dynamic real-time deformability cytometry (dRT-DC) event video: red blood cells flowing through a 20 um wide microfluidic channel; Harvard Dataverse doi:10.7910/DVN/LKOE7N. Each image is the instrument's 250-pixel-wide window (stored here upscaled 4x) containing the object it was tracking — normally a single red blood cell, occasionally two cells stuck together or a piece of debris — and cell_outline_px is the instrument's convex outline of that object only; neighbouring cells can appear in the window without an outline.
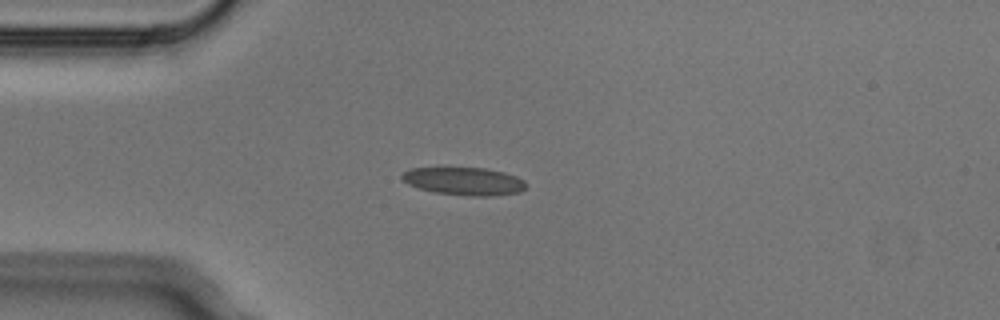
{"species": "Egyptian fruit bat (a non-hibernating species)", "species_latin": "Rousettus aegyptiacus", "temperature_condition": "cold", "stored_images_in_passage": 6, "camera_frame_rate_fps": 3000, "um_per_image_px": 0.085, "animal": {"sex": "male"}, "frame": {"image": 1, "passage_image": 3, "time_ms": 0.667, "image_size_px": [1000, 320], "cell_outline_px": [[528, 184], [520, 192], [492, 196], [472, 196], [436, 192], [420, 188], [408, 184], [400, 180], [400, 176], [408, 168], [484, 168], [504, 172], [516, 176], [524, 180]], "centroid_in_image_um": [39.45, 15.4], "position_along_channel_um": 45.6, "area_um2": 20.11}}
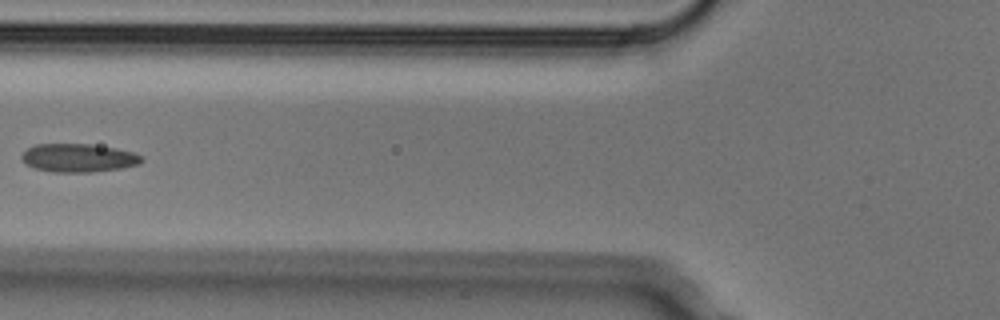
{"frame": {"image": 2, "passage_image": 5, "time_ms": 1.333, "image_size_px": [1000, 320], "cell_outline_px": [[144, 160], [140, 164], [120, 168], [88, 172], [52, 172], [32, 168], [20, 156], [28, 148], [36, 144], [92, 144], [116, 148], [132, 152], [140, 156]], "centroid_in_image_um": [6.66, 13.42], "position_along_channel_um": 119.1, "area_um2": 19.71}}
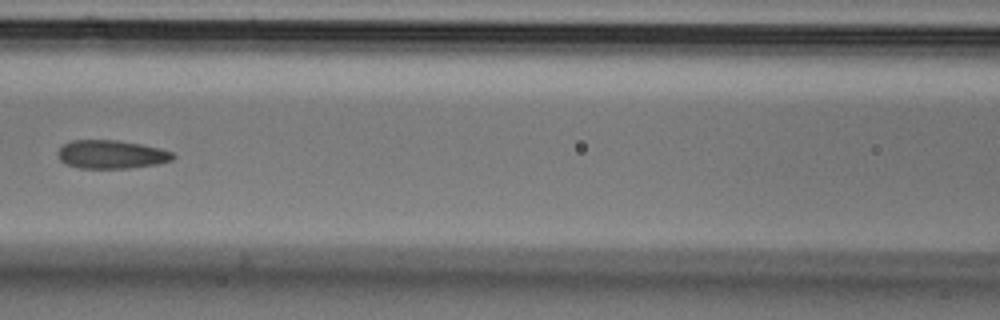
{"frame": {"image": 3, "passage_image": 6, "time_ms": 1.667, "image_size_px": [1000, 320], "cell_outline_px": [[176, 156], [172, 160], [156, 164], [128, 168], [80, 168], [64, 164], [60, 160], [56, 152], [64, 144], [72, 140], [120, 140], [160, 148], [172, 152]], "centroid_in_image_um": [9.44, 13.12], "position_along_channel_um": 157.2, "area_um2": 19.13}}